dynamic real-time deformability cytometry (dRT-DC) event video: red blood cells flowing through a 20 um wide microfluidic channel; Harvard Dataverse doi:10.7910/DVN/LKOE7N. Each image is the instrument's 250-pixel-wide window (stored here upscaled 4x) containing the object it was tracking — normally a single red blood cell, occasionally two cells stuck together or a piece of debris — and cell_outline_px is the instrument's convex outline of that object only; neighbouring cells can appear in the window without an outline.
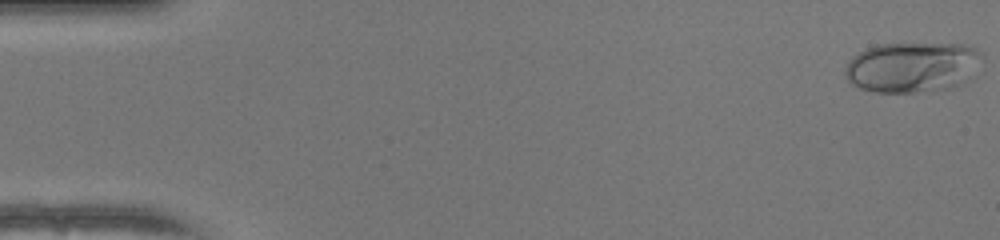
{"species": "human", "species_latin": "Homo sapiens", "temperature_condition": "warm", "stored_images_in_passage": 50, "camera_frame_rate_fps": 3000, "um_per_image_px": 0.085, "donor": {"sex": "female"}, "frame": {"image": 1, "passage_image": 1, "time_ms": 0.0, "image_size_px": [1000, 240], "cell_outline_px": [[984, 56], [968, 76], [960, 84], [952, 88], [916, 92], [876, 92], [860, 88], [852, 84], [844, 76], [844, 68], [848, 60], [852, 56], [868, 48], [880, 44], [964, 44], [980, 52]], "centroid_in_image_um": [77.48, 5.71], "position_along_channel_um": 7.5, "area_um2": 39.88}}
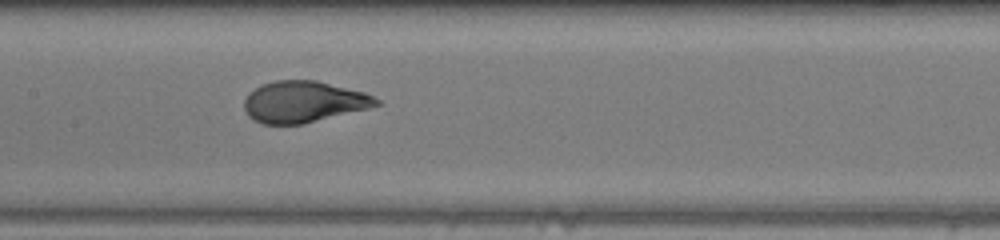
{"frame": {"image": 2, "passage_image": 25, "time_ms": 8.0, "image_size_px": [1000, 240], "cell_outline_px": [[384, 104], [304, 124], [264, 124], [248, 116], [244, 108], [244, 100], [248, 92], [260, 84], [276, 80], [316, 80], [364, 92], [380, 100]], "centroid_in_image_um": [25.8, 8.64], "position_along_channel_um": 181.6, "area_um2": 31.96}}
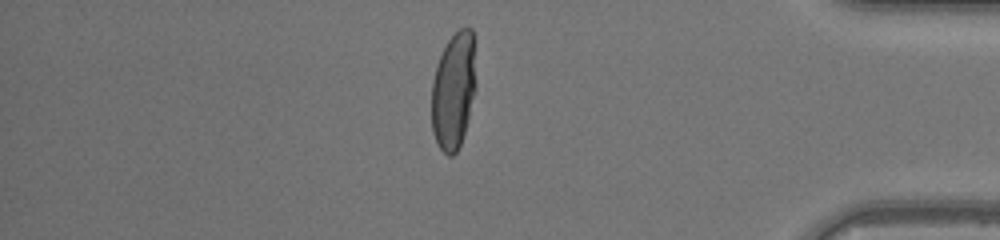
{"frame": {"image": 3, "passage_image": 43, "time_ms": 14.0, "image_size_px": [1000, 240], "cell_outline_px": [[476, 88], [468, 120], [460, 144], [456, 152], [452, 156], [448, 156], [440, 148], [432, 132], [432, 80], [440, 56], [448, 40], [460, 28], [472, 28], [476, 84]], "centroid_in_image_um": [38.56, 7.72], "position_along_channel_um": 396.6, "area_um2": 30.06}, "authors_computed_cell_mechanics": {"area_um2": 32.1946, "velocity_mm_per_s": 4.1413, "shape_relaxation_time_tau1_ms": 5.6062, "shape_relaxation_time_tau2_ms": null, "deformation_change_tau1": 0.2748, "deformation_change_tau2": null}}